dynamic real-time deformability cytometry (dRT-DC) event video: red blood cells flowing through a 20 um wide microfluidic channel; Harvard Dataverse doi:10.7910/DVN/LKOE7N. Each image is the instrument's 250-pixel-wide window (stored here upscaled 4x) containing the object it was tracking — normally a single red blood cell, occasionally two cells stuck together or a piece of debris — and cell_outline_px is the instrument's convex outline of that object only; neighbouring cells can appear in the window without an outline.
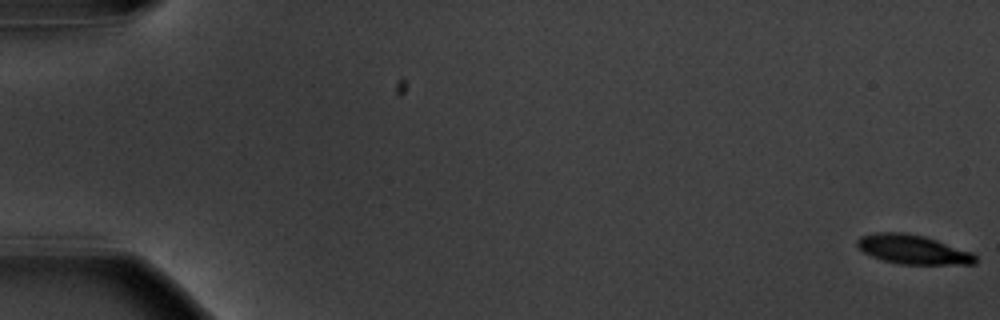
{"species": "common noctule bat (a hibernating species)", "species_latin": "Nyctalus noctula", "temperature_condition": "warm", "stored_images_in_passage": 57, "camera_frame_rate_fps": 3000, "um_per_image_px": 0.085, "animal": {"sex": "male", "body_mass_g": 20.1, "forearm_length_mm": 53.5}, "frame": {"image": 1, "passage_image": 1, "time_ms": 0.0, "image_size_px": [1000, 320], "cell_outline_px": [[976, 264], [900, 264], [884, 260], [872, 256], [864, 252], [856, 244], [856, 240], [860, 236], [876, 232], [904, 232], [924, 236], [972, 252], [976, 256]], "centroid_in_image_um": [77.59, 21.2], "position_along_channel_um": 7.4, "area_um2": 20.0}}
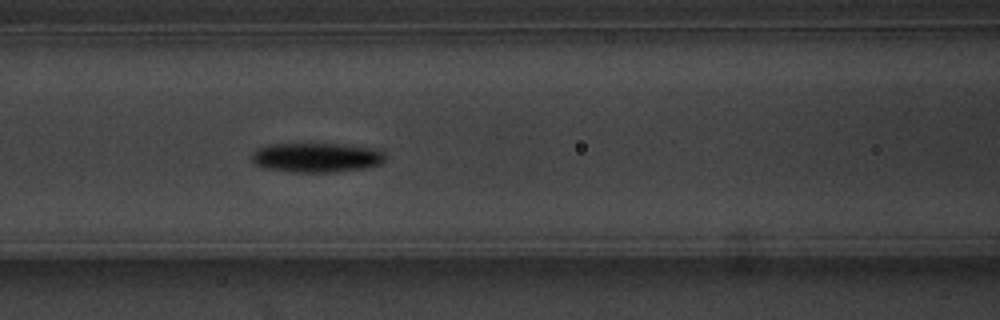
{"frame": {"image": 2, "passage_image": 26, "time_ms": 8.333, "image_size_px": [1000, 320], "cell_outline_px": [[384, 160], [380, 164], [368, 168], [336, 172], [292, 172], [264, 168], [256, 164], [252, 160], [252, 152], [268, 144], [340, 144], [372, 148], [384, 152]], "centroid_in_image_um": [26.91, 13.4], "position_along_channel_um": 139.7, "area_um2": 22.95}}
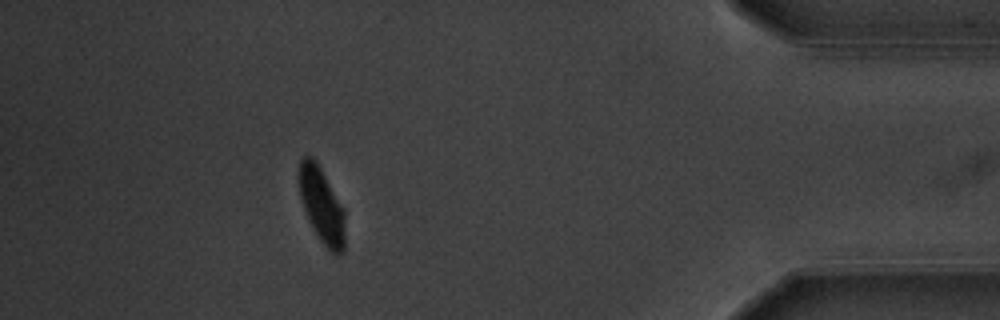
{"frame": {"image": 3, "passage_image": 52, "time_ms": 17.0, "image_size_px": [1000, 320], "cell_outline_px": [[344, 252], [340, 256], [336, 256], [320, 240], [308, 220], [300, 196], [296, 176], [300, 160], [304, 156], [312, 156], [316, 160], [344, 208]], "centroid_in_image_um": [27.32, 17.42], "position_along_channel_um": 407.9, "area_um2": 20.52}, "authors_computed_cell_mechanics": {"area_um2": 21.7328, "velocity_mm_per_s": 3.6091, "shape_relaxation_time_tau1_ms": 4.0974, "shape_relaxation_time_tau2_ms": null, "deformation_change_tau1": 0.1846, "deformation_change_tau2": null}}